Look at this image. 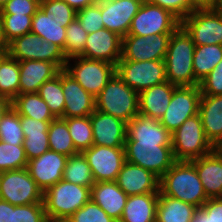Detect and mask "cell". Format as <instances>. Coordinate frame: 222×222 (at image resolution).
<instances>
[{
	"instance_id": "6da1fadb",
	"label": "cell",
	"mask_w": 222,
	"mask_h": 222,
	"mask_svg": "<svg viewBox=\"0 0 222 222\" xmlns=\"http://www.w3.org/2000/svg\"><path fill=\"white\" fill-rule=\"evenodd\" d=\"M159 192L198 208L208 200L196 168L190 161H176L160 178Z\"/></svg>"
},
{
	"instance_id": "7a4b0ae2",
	"label": "cell",
	"mask_w": 222,
	"mask_h": 222,
	"mask_svg": "<svg viewBox=\"0 0 222 222\" xmlns=\"http://www.w3.org/2000/svg\"><path fill=\"white\" fill-rule=\"evenodd\" d=\"M195 44L180 25L173 33L165 56L166 78L176 86H198L193 71Z\"/></svg>"
},
{
	"instance_id": "3957f363",
	"label": "cell",
	"mask_w": 222,
	"mask_h": 222,
	"mask_svg": "<svg viewBox=\"0 0 222 222\" xmlns=\"http://www.w3.org/2000/svg\"><path fill=\"white\" fill-rule=\"evenodd\" d=\"M91 199V187L69 183L63 179L43 193L49 222H64Z\"/></svg>"
},
{
	"instance_id": "277c9868",
	"label": "cell",
	"mask_w": 222,
	"mask_h": 222,
	"mask_svg": "<svg viewBox=\"0 0 222 222\" xmlns=\"http://www.w3.org/2000/svg\"><path fill=\"white\" fill-rule=\"evenodd\" d=\"M139 93L115 73L95 98V109L129 123L139 114Z\"/></svg>"
},
{
	"instance_id": "5b68a950",
	"label": "cell",
	"mask_w": 222,
	"mask_h": 222,
	"mask_svg": "<svg viewBox=\"0 0 222 222\" xmlns=\"http://www.w3.org/2000/svg\"><path fill=\"white\" fill-rule=\"evenodd\" d=\"M171 138L175 161H192L215 149L205 136L199 113L186 119Z\"/></svg>"
},
{
	"instance_id": "8992f818",
	"label": "cell",
	"mask_w": 222,
	"mask_h": 222,
	"mask_svg": "<svg viewBox=\"0 0 222 222\" xmlns=\"http://www.w3.org/2000/svg\"><path fill=\"white\" fill-rule=\"evenodd\" d=\"M64 70L72 76L85 91L96 98L115 74V65L102 60L76 56L67 59Z\"/></svg>"
},
{
	"instance_id": "52a82bcc",
	"label": "cell",
	"mask_w": 222,
	"mask_h": 222,
	"mask_svg": "<svg viewBox=\"0 0 222 222\" xmlns=\"http://www.w3.org/2000/svg\"><path fill=\"white\" fill-rule=\"evenodd\" d=\"M8 55L17 61L42 60L55 63L64 69L67 58L63 50L56 44L42 39L33 32L16 37L7 44Z\"/></svg>"
},
{
	"instance_id": "ba28073f",
	"label": "cell",
	"mask_w": 222,
	"mask_h": 222,
	"mask_svg": "<svg viewBox=\"0 0 222 222\" xmlns=\"http://www.w3.org/2000/svg\"><path fill=\"white\" fill-rule=\"evenodd\" d=\"M126 161L151 171L161 178L176 162L172 146L163 143H124Z\"/></svg>"
},
{
	"instance_id": "9c48e42d",
	"label": "cell",
	"mask_w": 222,
	"mask_h": 222,
	"mask_svg": "<svg viewBox=\"0 0 222 222\" xmlns=\"http://www.w3.org/2000/svg\"><path fill=\"white\" fill-rule=\"evenodd\" d=\"M0 199L17 205L43 203V191L27 168L0 172Z\"/></svg>"
},
{
	"instance_id": "30bf717a",
	"label": "cell",
	"mask_w": 222,
	"mask_h": 222,
	"mask_svg": "<svg viewBox=\"0 0 222 222\" xmlns=\"http://www.w3.org/2000/svg\"><path fill=\"white\" fill-rule=\"evenodd\" d=\"M115 73L138 93L167 81L164 60H119L115 65Z\"/></svg>"
},
{
	"instance_id": "8fae6325",
	"label": "cell",
	"mask_w": 222,
	"mask_h": 222,
	"mask_svg": "<svg viewBox=\"0 0 222 222\" xmlns=\"http://www.w3.org/2000/svg\"><path fill=\"white\" fill-rule=\"evenodd\" d=\"M181 21L170 11L144 0L137 14L133 17L128 34L137 36H151L172 34Z\"/></svg>"
},
{
	"instance_id": "7c38bea8",
	"label": "cell",
	"mask_w": 222,
	"mask_h": 222,
	"mask_svg": "<svg viewBox=\"0 0 222 222\" xmlns=\"http://www.w3.org/2000/svg\"><path fill=\"white\" fill-rule=\"evenodd\" d=\"M195 46L222 45V14L217 9L194 10L181 21Z\"/></svg>"
},
{
	"instance_id": "4fadbf2b",
	"label": "cell",
	"mask_w": 222,
	"mask_h": 222,
	"mask_svg": "<svg viewBox=\"0 0 222 222\" xmlns=\"http://www.w3.org/2000/svg\"><path fill=\"white\" fill-rule=\"evenodd\" d=\"M201 90L198 86H178L160 123L172 134L183 122L199 113Z\"/></svg>"
},
{
	"instance_id": "5bb4252c",
	"label": "cell",
	"mask_w": 222,
	"mask_h": 222,
	"mask_svg": "<svg viewBox=\"0 0 222 222\" xmlns=\"http://www.w3.org/2000/svg\"><path fill=\"white\" fill-rule=\"evenodd\" d=\"M172 34L122 37L120 60H164Z\"/></svg>"
},
{
	"instance_id": "9a60e30c",
	"label": "cell",
	"mask_w": 222,
	"mask_h": 222,
	"mask_svg": "<svg viewBox=\"0 0 222 222\" xmlns=\"http://www.w3.org/2000/svg\"><path fill=\"white\" fill-rule=\"evenodd\" d=\"M82 153L92 170L95 182L116 181L126 161L124 147L92 145Z\"/></svg>"
},
{
	"instance_id": "2e32d148",
	"label": "cell",
	"mask_w": 222,
	"mask_h": 222,
	"mask_svg": "<svg viewBox=\"0 0 222 222\" xmlns=\"http://www.w3.org/2000/svg\"><path fill=\"white\" fill-rule=\"evenodd\" d=\"M67 156L48 150L27 163V170L43 193L63 179Z\"/></svg>"
},
{
	"instance_id": "e0dca14e",
	"label": "cell",
	"mask_w": 222,
	"mask_h": 222,
	"mask_svg": "<svg viewBox=\"0 0 222 222\" xmlns=\"http://www.w3.org/2000/svg\"><path fill=\"white\" fill-rule=\"evenodd\" d=\"M144 0H114L101 2V16L104 28L124 37L128 34L133 17Z\"/></svg>"
},
{
	"instance_id": "ac0fdd59",
	"label": "cell",
	"mask_w": 222,
	"mask_h": 222,
	"mask_svg": "<svg viewBox=\"0 0 222 222\" xmlns=\"http://www.w3.org/2000/svg\"><path fill=\"white\" fill-rule=\"evenodd\" d=\"M122 37L102 28L88 34L81 57L102 60L116 65L121 58Z\"/></svg>"
},
{
	"instance_id": "d6986e66",
	"label": "cell",
	"mask_w": 222,
	"mask_h": 222,
	"mask_svg": "<svg viewBox=\"0 0 222 222\" xmlns=\"http://www.w3.org/2000/svg\"><path fill=\"white\" fill-rule=\"evenodd\" d=\"M93 145L124 147L127 123L112 115L95 111L90 115Z\"/></svg>"
},
{
	"instance_id": "ffe728a7",
	"label": "cell",
	"mask_w": 222,
	"mask_h": 222,
	"mask_svg": "<svg viewBox=\"0 0 222 222\" xmlns=\"http://www.w3.org/2000/svg\"><path fill=\"white\" fill-rule=\"evenodd\" d=\"M61 84L65 97L63 118L87 117L95 111V98L61 69Z\"/></svg>"
},
{
	"instance_id": "44dd1931",
	"label": "cell",
	"mask_w": 222,
	"mask_h": 222,
	"mask_svg": "<svg viewBox=\"0 0 222 222\" xmlns=\"http://www.w3.org/2000/svg\"><path fill=\"white\" fill-rule=\"evenodd\" d=\"M160 178L143 167L125 161L116 183L128 195L159 193Z\"/></svg>"
},
{
	"instance_id": "7402d4cb",
	"label": "cell",
	"mask_w": 222,
	"mask_h": 222,
	"mask_svg": "<svg viewBox=\"0 0 222 222\" xmlns=\"http://www.w3.org/2000/svg\"><path fill=\"white\" fill-rule=\"evenodd\" d=\"M208 199L222 198V152L215 148L209 154L190 161Z\"/></svg>"
},
{
	"instance_id": "603a6c76",
	"label": "cell",
	"mask_w": 222,
	"mask_h": 222,
	"mask_svg": "<svg viewBox=\"0 0 222 222\" xmlns=\"http://www.w3.org/2000/svg\"><path fill=\"white\" fill-rule=\"evenodd\" d=\"M126 140L134 143H163L172 146L171 133L154 119L142 114L134 117L126 126Z\"/></svg>"
},
{
	"instance_id": "cb8c5ba5",
	"label": "cell",
	"mask_w": 222,
	"mask_h": 222,
	"mask_svg": "<svg viewBox=\"0 0 222 222\" xmlns=\"http://www.w3.org/2000/svg\"><path fill=\"white\" fill-rule=\"evenodd\" d=\"M60 70L55 63L42 60L19 62L20 94L37 93L39 88L56 76Z\"/></svg>"
},
{
	"instance_id": "d4e9b609",
	"label": "cell",
	"mask_w": 222,
	"mask_h": 222,
	"mask_svg": "<svg viewBox=\"0 0 222 222\" xmlns=\"http://www.w3.org/2000/svg\"><path fill=\"white\" fill-rule=\"evenodd\" d=\"M127 198L116 181L95 182L91 187V199L117 222L121 219Z\"/></svg>"
},
{
	"instance_id": "484cf974",
	"label": "cell",
	"mask_w": 222,
	"mask_h": 222,
	"mask_svg": "<svg viewBox=\"0 0 222 222\" xmlns=\"http://www.w3.org/2000/svg\"><path fill=\"white\" fill-rule=\"evenodd\" d=\"M199 114L206 138L218 148L222 143V95H202Z\"/></svg>"
},
{
	"instance_id": "4316f807",
	"label": "cell",
	"mask_w": 222,
	"mask_h": 222,
	"mask_svg": "<svg viewBox=\"0 0 222 222\" xmlns=\"http://www.w3.org/2000/svg\"><path fill=\"white\" fill-rule=\"evenodd\" d=\"M178 86L168 81L139 92V114L160 119L169 106L174 90Z\"/></svg>"
},
{
	"instance_id": "83f0119b",
	"label": "cell",
	"mask_w": 222,
	"mask_h": 222,
	"mask_svg": "<svg viewBox=\"0 0 222 222\" xmlns=\"http://www.w3.org/2000/svg\"><path fill=\"white\" fill-rule=\"evenodd\" d=\"M159 193L128 196L119 222H156Z\"/></svg>"
},
{
	"instance_id": "f1b7e54d",
	"label": "cell",
	"mask_w": 222,
	"mask_h": 222,
	"mask_svg": "<svg viewBox=\"0 0 222 222\" xmlns=\"http://www.w3.org/2000/svg\"><path fill=\"white\" fill-rule=\"evenodd\" d=\"M198 207L159 192L156 222H191Z\"/></svg>"
},
{
	"instance_id": "f546056e",
	"label": "cell",
	"mask_w": 222,
	"mask_h": 222,
	"mask_svg": "<svg viewBox=\"0 0 222 222\" xmlns=\"http://www.w3.org/2000/svg\"><path fill=\"white\" fill-rule=\"evenodd\" d=\"M31 32L64 50L66 27H62L60 21L51 16V13H46L41 7L32 17Z\"/></svg>"
},
{
	"instance_id": "4dcf8cb0",
	"label": "cell",
	"mask_w": 222,
	"mask_h": 222,
	"mask_svg": "<svg viewBox=\"0 0 222 222\" xmlns=\"http://www.w3.org/2000/svg\"><path fill=\"white\" fill-rule=\"evenodd\" d=\"M11 107L20 115L41 121H52L56 117L48 105L37 93L18 94L12 101Z\"/></svg>"
},
{
	"instance_id": "1f68e13d",
	"label": "cell",
	"mask_w": 222,
	"mask_h": 222,
	"mask_svg": "<svg viewBox=\"0 0 222 222\" xmlns=\"http://www.w3.org/2000/svg\"><path fill=\"white\" fill-rule=\"evenodd\" d=\"M222 60V45L210 44L195 46L193 71L199 84Z\"/></svg>"
},
{
	"instance_id": "d6a6232c",
	"label": "cell",
	"mask_w": 222,
	"mask_h": 222,
	"mask_svg": "<svg viewBox=\"0 0 222 222\" xmlns=\"http://www.w3.org/2000/svg\"><path fill=\"white\" fill-rule=\"evenodd\" d=\"M48 141L50 150L70 157L77 154L69 133L67 122L58 117L50 122L48 129Z\"/></svg>"
},
{
	"instance_id": "836d02e7",
	"label": "cell",
	"mask_w": 222,
	"mask_h": 222,
	"mask_svg": "<svg viewBox=\"0 0 222 222\" xmlns=\"http://www.w3.org/2000/svg\"><path fill=\"white\" fill-rule=\"evenodd\" d=\"M63 180L81 186L92 187L95 183L90 166L83 153L78 152L67 158Z\"/></svg>"
},
{
	"instance_id": "e575fe53",
	"label": "cell",
	"mask_w": 222,
	"mask_h": 222,
	"mask_svg": "<svg viewBox=\"0 0 222 222\" xmlns=\"http://www.w3.org/2000/svg\"><path fill=\"white\" fill-rule=\"evenodd\" d=\"M19 61L7 55L0 63V95L12 101L20 94Z\"/></svg>"
},
{
	"instance_id": "d590c367",
	"label": "cell",
	"mask_w": 222,
	"mask_h": 222,
	"mask_svg": "<svg viewBox=\"0 0 222 222\" xmlns=\"http://www.w3.org/2000/svg\"><path fill=\"white\" fill-rule=\"evenodd\" d=\"M37 94L48 105L52 114L63 118L65 97L61 84V70L52 79L47 80L38 90Z\"/></svg>"
},
{
	"instance_id": "8d00e7d4",
	"label": "cell",
	"mask_w": 222,
	"mask_h": 222,
	"mask_svg": "<svg viewBox=\"0 0 222 222\" xmlns=\"http://www.w3.org/2000/svg\"><path fill=\"white\" fill-rule=\"evenodd\" d=\"M77 152L82 153L93 145V130L90 116L64 118Z\"/></svg>"
},
{
	"instance_id": "74e56055",
	"label": "cell",
	"mask_w": 222,
	"mask_h": 222,
	"mask_svg": "<svg viewBox=\"0 0 222 222\" xmlns=\"http://www.w3.org/2000/svg\"><path fill=\"white\" fill-rule=\"evenodd\" d=\"M33 15L1 14L2 37L6 45L16 37L31 32Z\"/></svg>"
},
{
	"instance_id": "f35d334b",
	"label": "cell",
	"mask_w": 222,
	"mask_h": 222,
	"mask_svg": "<svg viewBox=\"0 0 222 222\" xmlns=\"http://www.w3.org/2000/svg\"><path fill=\"white\" fill-rule=\"evenodd\" d=\"M24 133L20 115L10 107L0 119V141L11 145H23Z\"/></svg>"
},
{
	"instance_id": "ab89813d",
	"label": "cell",
	"mask_w": 222,
	"mask_h": 222,
	"mask_svg": "<svg viewBox=\"0 0 222 222\" xmlns=\"http://www.w3.org/2000/svg\"><path fill=\"white\" fill-rule=\"evenodd\" d=\"M28 159L23 145H11L0 141V172L27 167Z\"/></svg>"
},
{
	"instance_id": "60d3db41",
	"label": "cell",
	"mask_w": 222,
	"mask_h": 222,
	"mask_svg": "<svg viewBox=\"0 0 222 222\" xmlns=\"http://www.w3.org/2000/svg\"><path fill=\"white\" fill-rule=\"evenodd\" d=\"M88 33L82 28L80 22L75 18L66 27V40L63 53L67 59L80 56L86 44Z\"/></svg>"
},
{
	"instance_id": "b9f144b4",
	"label": "cell",
	"mask_w": 222,
	"mask_h": 222,
	"mask_svg": "<svg viewBox=\"0 0 222 222\" xmlns=\"http://www.w3.org/2000/svg\"><path fill=\"white\" fill-rule=\"evenodd\" d=\"M64 222H117L90 199Z\"/></svg>"
},
{
	"instance_id": "7bdbcfd3",
	"label": "cell",
	"mask_w": 222,
	"mask_h": 222,
	"mask_svg": "<svg viewBox=\"0 0 222 222\" xmlns=\"http://www.w3.org/2000/svg\"><path fill=\"white\" fill-rule=\"evenodd\" d=\"M11 222H49L46 217L44 203L12 205Z\"/></svg>"
},
{
	"instance_id": "ee69618b",
	"label": "cell",
	"mask_w": 222,
	"mask_h": 222,
	"mask_svg": "<svg viewBox=\"0 0 222 222\" xmlns=\"http://www.w3.org/2000/svg\"><path fill=\"white\" fill-rule=\"evenodd\" d=\"M76 18L88 34L104 28L101 16V2H96L78 10Z\"/></svg>"
},
{
	"instance_id": "f6af8a7d",
	"label": "cell",
	"mask_w": 222,
	"mask_h": 222,
	"mask_svg": "<svg viewBox=\"0 0 222 222\" xmlns=\"http://www.w3.org/2000/svg\"><path fill=\"white\" fill-rule=\"evenodd\" d=\"M40 7L67 27L75 18L77 11L63 0H40Z\"/></svg>"
},
{
	"instance_id": "bcb514c9",
	"label": "cell",
	"mask_w": 222,
	"mask_h": 222,
	"mask_svg": "<svg viewBox=\"0 0 222 222\" xmlns=\"http://www.w3.org/2000/svg\"><path fill=\"white\" fill-rule=\"evenodd\" d=\"M191 222H222V198H210L195 212Z\"/></svg>"
},
{
	"instance_id": "7dc6e473",
	"label": "cell",
	"mask_w": 222,
	"mask_h": 222,
	"mask_svg": "<svg viewBox=\"0 0 222 222\" xmlns=\"http://www.w3.org/2000/svg\"><path fill=\"white\" fill-rule=\"evenodd\" d=\"M24 137L23 148L28 161L40 157L50 149L48 132L36 135H24Z\"/></svg>"
},
{
	"instance_id": "c3c4849f",
	"label": "cell",
	"mask_w": 222,
	"mask_h": 222,
	"mask_svg": "<svg viewBox=\"0 0 222 222\" xmlns=\"http://www.w3.org/2000/svg\"><path fill=\"white\" fill-rule=\"evenodd\" d=\"M202 95H222V60L199 83Z\"/></svg>"
},
{
	"instance_id": "681fc988",
	"label": "cell",
	"mask_w": 222,
	"mask_h": 222,
	"mask_svg": "<svg viewBox=\"0 0 222 222\" xmlns=\"http://www.w3.org/2000/svg\"><path fill=\"white\" fill-rule=\"evenodd\" d=\"M40 8V0H8L0 14L34 15Z\"/></svg>"
},
{
	"instance_id": "f907efd6",
	"label": "cell",
	"mask_w": 222,
	"mask_h": 222,
	"mask_svg": "<svg viewBox=\"0 0 222 222\" xmlns=\"http://www.w3.org/2000/svg\"><path fill=\"white\" fill-rule=\"evenodd\" d=\"M146 1L170 11L180 21H182L191 13L190 0H146Z\"/></svg>"
},
{
	"instance_id": "816d5d0a",
	"label": "cell",
	"mask_w": 222,
	"mask_h": 222,
	"mask_svg": "<svg viewBox=\"0 0 222 222\" xmlns=\"http://www.w3.org/2000/svg\"><path fill=\"white\" fill-rule=\"evenodd\" d=\"M50 122L51 121H41L26 116H20V123L24 135H36L42 134V132H48Z\"/></svg>"
},
{
	"instance_id": "f5cc1de1",
	"label": "cell",
	"mask_w": 222,
	"mask_h": 222,
	"mask_svg": "<svg viewBox=\"0 0 222 222\" xmlns=\"http://www.w3.org/2000/svg\"><path fill=\"white\" fill-rule=\"evenodd\" d=\"M220 0H190L191 12L194 10L216 9Z\"/></svg>"
},
{
	"instance_id": "db71d44e",
	"label": "cell",
	"mask_w": 222,
	"mask_h": 222,
	"mask_svg": "<svg viewBox=\"0 0 222 222\" xmlns=\"http://www.w3.org/2000/svg\"><path fill=\"white\" fill-rule=\"evenodd\" d=\"M12 204L0 199V222H11Z\"/></svg>"
},
{
	"instance_id": "11a10c76",
	"label": "cell",
	"mask_w": 222,
	"mask_h": 222,
	"mask_svg": "<svg viewBox=\"0 0 222 222\" xmlns=\"http://www.w3.org/2000/svg\"><path fill=\"white\" fill-rule=\"evenodd\" d=\"M63 1L66 2L70 7L74 8L76 11L97 2V0H63Z\"/></svg>"
},
{
	"instance_id": "9f6ffc18",
	"label": "cell",
	"mask_w": 222,
	"mask_h": 222,
	"mask_svg": "<svg viewBox=\"0 0 222 222\" xmlns=\"http://www.w3.org/2000/svg\"><path fill=\"white\" fill-rule=\"evenodd\" d=\"M10 107L11 101L8 98L0 95V119Z\"/></svg>"
},
{
	"instance_id": "6f0895ef",
	"label": "cell",
	"mask_w": 222,
	"mask_h": 222,
	"mask_svg": "<svg viewBox=\"0 0 222 222\" xmlns=\"http://www.w3.org/2000/svg\"><path fill=\"white\" fill-rule=\"evenodd\" d=\"M2 48H7V45L4 42L3 37H2L1 14H0V49Z\"/></svg>"
},
{
	"instance_id": "680465c9",
	"label": "cell",
	"mask_w": 222,
	"mask_h": 222,
	"mask_svg": "<svg viewBox=\"0 0 222 222\" xmlns=\"http://www.w3.org/2000/svg\"><path fill=\"white\" fill-rule=\"evenodd\" d=\"M8 55L7 48L0 49V63Z\"/></svg>"
},
{
	"instance_id": "91938a15",
	"label": "cell",
	"mask_w": 222,
	"mask_h": 222,
	"mask_svg": "<svg viewBox=\"0 0 222 222\" xmlns=\"http://www.w3.org/2000/svg\"><path fill=\"white\" fill-rule=\"evenodd\" d=\"M216 9L222 14V0H220Z\"/></svg>"
},
{
	"instance_id": "94428289",
	"label": "cell",
	"mask_w": 222,
	"mask_h": 222,
	"mask_svg": "<svg viewBox=\"0 0 222 222\" xmlns=\"http://www.w3.org/2000/svg\"><path fill=\"white\" fill-rule=\"evenodd\" d=\"M8 0H0V9L6 4Z\"/></svg>"
},
{
	"instance_id": "6125c7cd",
	"label": "cell",
	"mask_w": 222,
	"mask_h": 222,
	"mask_svg": "<svg viewBox=\"0 0 222 222\" xmlns=\"http://www.w3.org/2000/svg\"><path fill=\"white\" fill-rule=\"evenodd\" d=\"M109 1H114V0H97V2H109Z\"/></svg>"
},
{
	"instance_id": "be15d7a7",
	"label": "cell",
	"mask_w": 222,
	"mask_h": 222,
	"mask_svg": "<svg viewBox=\"0 0 222 222\" xmlns=\"http://www.w3.org/2000/svg\"><path fill=\"white\" fill-rule=\"evenodd\" d=\"M218 149L222 152V143L218 146Z\"/></svg>"
}]
</instances>
